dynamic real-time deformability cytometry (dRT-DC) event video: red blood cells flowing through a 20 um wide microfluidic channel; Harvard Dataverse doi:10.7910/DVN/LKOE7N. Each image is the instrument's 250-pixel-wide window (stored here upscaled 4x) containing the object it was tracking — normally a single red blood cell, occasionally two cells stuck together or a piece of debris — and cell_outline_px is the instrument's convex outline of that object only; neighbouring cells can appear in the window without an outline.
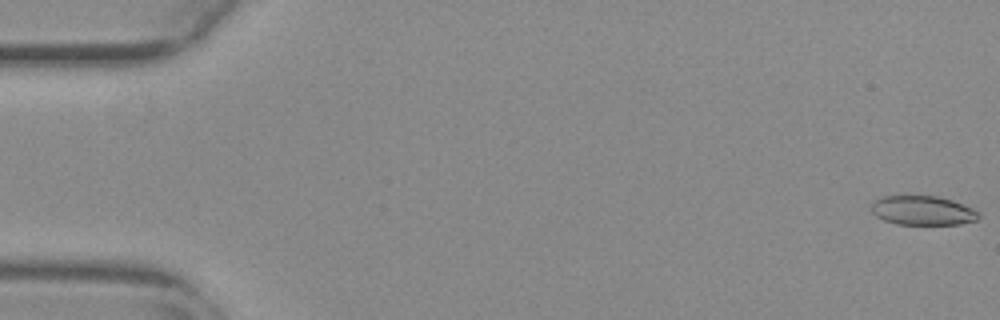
{"species": "common noctule bat (a hibernating species)", "species_latin": "Nyctalus noctula", "temperature_condition": "warm", "stored_images_in_passage": 16, "camera_frame_rate_fps": 3000, "um_per_image_px": 0.085, "animal": {"sex": "female", "body_mass_g": 29.2, "forearm_length_mm": 56.3}, "frame": {"image": 1, "passage_image": 1, "time_ms": 0.0, "image_size_px": [1000, 320], "cell_outline_px": [[980, 216], [976, 220], [960, 224], [896, 224], [884, 220], [876, 216], [872, 212], [872, 200], [884, 196], [940, 196], [952, 200], [972, 208], [980, 212]], "centroid_in_image_um": [78.43, 17.89], "position_along_channel_um": 6.6, "area_um2": 18.32}}